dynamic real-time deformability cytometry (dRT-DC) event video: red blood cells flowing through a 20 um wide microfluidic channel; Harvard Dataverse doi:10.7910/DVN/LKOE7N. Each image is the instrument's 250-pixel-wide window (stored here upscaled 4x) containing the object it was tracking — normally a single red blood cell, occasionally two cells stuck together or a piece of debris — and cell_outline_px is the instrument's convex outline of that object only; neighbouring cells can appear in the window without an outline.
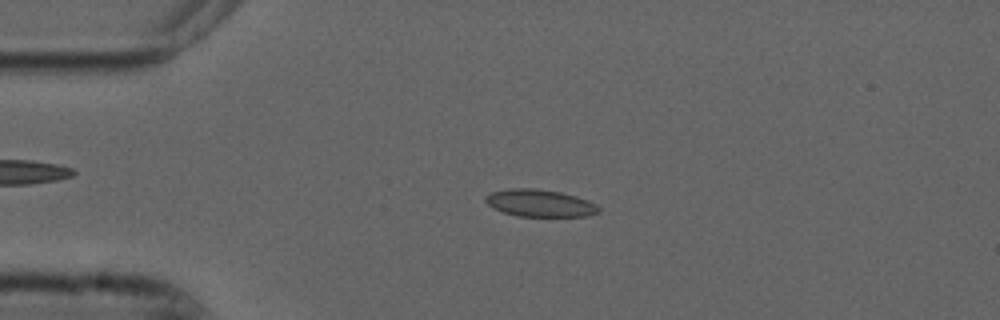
{"species": "common noctule bat (a hibernating species)", "species_latin": "Nyctalus noctula", "temperature_condition": "cold", "stored_images_in_passage": 43, "camera_frame_rate_fps": 3000, "um_per_image_px": 0.085, "animal": {"sex": "male", "forearm_length_mm": 52.5}, "frame": {"image": 1, "passage_image": 1, "time_ms": 0.0, "image_size_px": [1000, 320], "cell_outline_px": [[600, 212], [588, 216], [516, 216], [492, 208], [484, 200], [484, 196], [492, 192], [512, 188], [532, 188], [560, 192], [576, 196], [588, 200], [596, 204], [600, 208]], "centroid_in_image_um": [45.89, 17.27], "position_along_channel_um": 39.1, "area_um2": 17.98}}
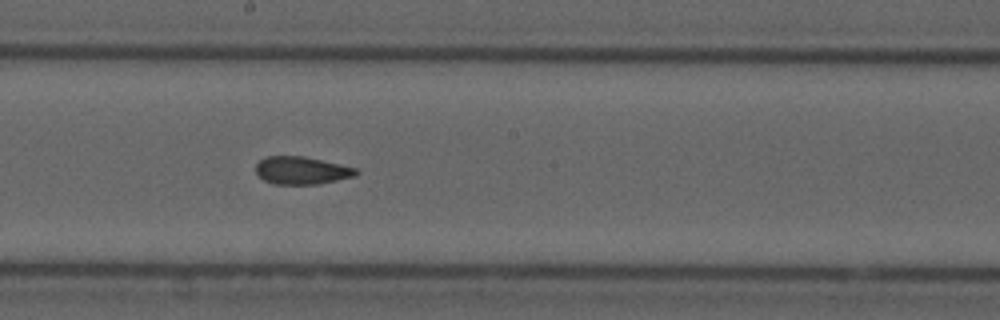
{"frame": {"image": 2, "passage_image": 18, "time_ms": 5.667, "image_size_px": [1000, 320], "cell_outline_px": [[360, 172], [356, 176], [316, 184], [272, 184], [264, 180], [256, 172], [256, 164], [260, 160], [268, 156], [304, 156], [340, 164], [356, 168]], "centroid_in_image_um": [25.65, 14.49], "position_along_channel_um": 222.6, "area_um2": 16.13}}
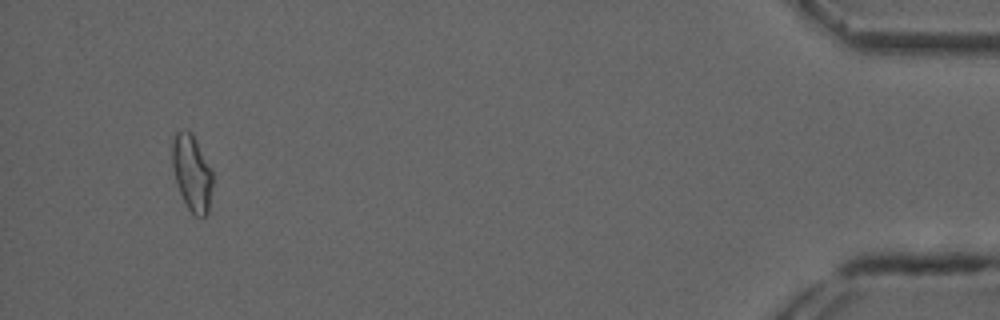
{"frame": {"image": 3, "passage_image": 40, "time_ms": 13.0, "image_size_px": [1000, 320], "cell_outline_px": [[212, 184], [208, 212], [204, 216], [192, 216], [180, 192], [176, 180], [172, 164], [172, 144], [176, 132], [192, 132], [212, 172]], "centroid_in_image_um": [16.31, 14.73], "position_along_channel_um": 418.9, "area_um2": 17.46}, "authors_computed_cell_mechanics": {"area_um2": 16.8776, "velocity_mm_per_s": 3.7451, "shape_relaxation_time_tau1_ms": null, "shape_relaxation_time_tau2_ms": 1.8427, "deformation_change_tau1": null, "deformation_change_tau2": 0.0685}}